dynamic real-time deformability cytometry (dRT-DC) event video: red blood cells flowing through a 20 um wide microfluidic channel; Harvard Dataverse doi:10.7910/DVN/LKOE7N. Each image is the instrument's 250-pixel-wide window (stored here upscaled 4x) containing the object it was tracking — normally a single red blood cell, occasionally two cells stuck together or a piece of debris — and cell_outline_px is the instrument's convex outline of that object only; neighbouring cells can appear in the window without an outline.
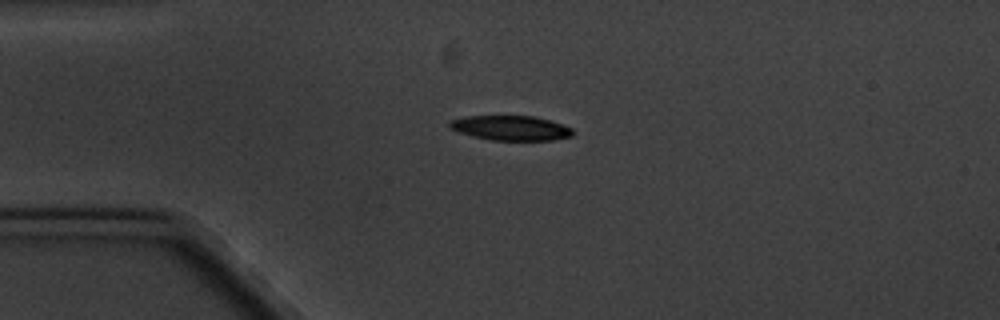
{"species": "common noctule bat (a hibernating species)", "species_latin": "Nyctalus noctula", "temperature_condition": "cold", "stored_images_in_passage": 2, "camera_frame_rate_fps": 3000, "um_per_image_px": 0.085, "animal": {"sex": "male", "body_mass_g": 20.1, "forearm_length_mm": 53.5}, "frame": {"image": 1, "passage_image": 1, "time_ms": 0.0, "image_size_px": [1000, 320], "cell_outline_px": [[572, 136], [552, 140], [492, 140], [472, 136], [456, 132], [448, 128], [448, 124], [452, 120], [468, 116], [532, 116], [548, 120], [572, 128]], "centroid_in_image_um": [43.36, 10.88], "position_along_channel_um": 41.6, "area_um2": 17.63}}